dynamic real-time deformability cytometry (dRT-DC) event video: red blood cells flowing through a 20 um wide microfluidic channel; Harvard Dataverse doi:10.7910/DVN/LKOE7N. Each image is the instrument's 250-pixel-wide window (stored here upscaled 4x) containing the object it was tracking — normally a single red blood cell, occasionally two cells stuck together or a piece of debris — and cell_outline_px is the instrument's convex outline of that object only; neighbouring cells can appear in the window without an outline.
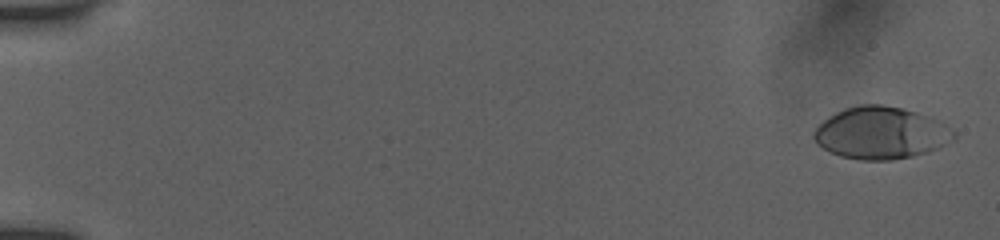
{"species": "human", "species_latin": "Homo sapiens", "temperature_condition": "room temperature", "stored_images_in_passage": 37, "segment_of_instrument_passage": [1, 2], "camera_frame_rate_fps": 3000, "um_per_image_px": 0.085, "donor": {"sex": "female"}, "frame": {"image": 1, "passage_image": 1, "time_ms": 0.0, "image_size_px": [1000, 240], "cell_outline_px": [[956, 136], [952, 140], [928, 152], [912, 156], [892, 160], [860, 160], [840, 156], [828, 152], [816, 144], [812, 136], [812, 132], [828, 116], [844, 108], [860, 104], [884, 104], [904, 108], [932, 116], [940, 120], [956, 132]], "centroid_in_image_um": [74.87, 11.29], "position_along_channel_um": 10.1, "area_um2": 43.06}}
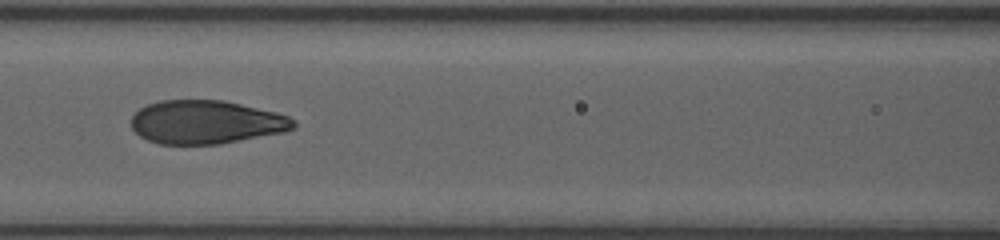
{"frame": {"image": 2, "passage_image": 17, "time_ms": 5.333, "image_size_px": [1000, 240], "cell_outline_px": [[296, 128], [284, 132], [220, 144], [160, 144], [148, 140], [140, 136], [132, 128], [132, 116], [140, 108], [148, 104], [160, 100], [224, 100], [276, 112], [288, 116], [296, 120]], "centroid_in_image_um": [17.54, 10.38], "position_along_channel_um": 149.1, "area_um2": 41.21}}
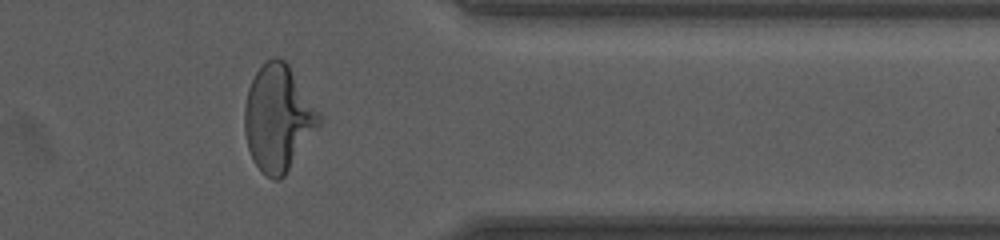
{"frame": {"image": 3, "passage_image": 32, "time_ms": 10.333, "image_size_px": [1000, 240], "cell_outline_px": [[324, 120], [284, 176], [280, 180], [272, 180], [252, 160], [248, 148], [244, 132], [244, 108], [248, 88], [256, 72], [272, 56], [276, 56], [284, 60], [288, 64], [320, 112]], "centroid_in_image_um": [23.65, 10.04], "position_along_channel_um": 387.7, "area_um2": 46.07}}